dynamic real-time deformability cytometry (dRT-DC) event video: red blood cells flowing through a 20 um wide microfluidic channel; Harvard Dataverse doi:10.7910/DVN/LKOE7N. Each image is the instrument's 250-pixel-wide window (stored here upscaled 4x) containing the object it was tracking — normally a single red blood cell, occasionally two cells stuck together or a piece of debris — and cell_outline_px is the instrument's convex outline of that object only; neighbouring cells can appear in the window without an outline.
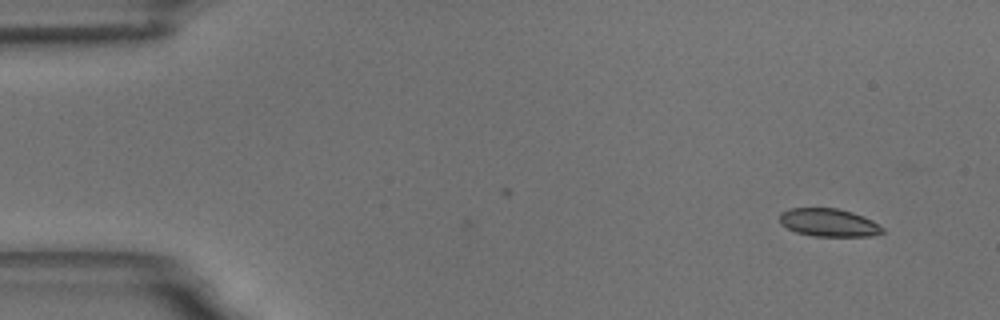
{"species": "common noctule bat (a hibernating species)", "species_latin": "Nyctalus noctula", "temperature_condition": "room temperature", "stored_images_in_passage": 3, "camera_frame_rate_fps": 3000, "um_per_image_px": 0.085, "animal": {"sex": "male", "body_mass_g": 18.8}, "frame": {"image": 1, "passage_image": 3, "time_ms": 0.667, "image_size_px": [1000, 320], "cell_outline_px": [[884, 232], [872, 236], [816, 236], [796, 232], [780, 224], [780, 212], [788, 208], [836, 208], [852, 212], [864, 216], [872, 220], [884, 228]], "centroid_in_image_um": [70.44, 18.91], "position_along_channel_um": 14.6, "area_um2": 16.82}}